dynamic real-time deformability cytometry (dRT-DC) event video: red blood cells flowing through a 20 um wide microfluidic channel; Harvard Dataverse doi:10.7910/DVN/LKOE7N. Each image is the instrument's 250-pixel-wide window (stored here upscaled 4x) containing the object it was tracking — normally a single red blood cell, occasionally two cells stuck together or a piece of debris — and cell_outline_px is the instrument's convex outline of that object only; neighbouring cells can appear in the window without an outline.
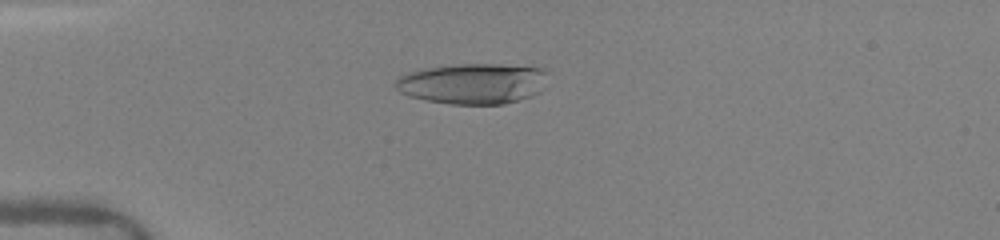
{"species": "human", "species_latin": "Homo sapiens", "temperature_condition": "warm", "stored_images_in_passage": 14, "camera_frame_rate_fps": 3000, "um_per_image_px": 0.085, "donor": {"sex": "female"}, "frame": {"image": 1, "passage_image": 10, "time_ms": 4.333, "image_size_px": [1000, 240], "cell_outline_px": [[544, 72], [540, 92], [532, 96], [504, 104], [452, 104], [424, 100], [408, 96], [400, 92], [396, 88], [396, 80], [400, 76], [408, 72], [428, 68], [460, 64], [496, 64], [540, 68]], "centroid_in_image_um": [40.13, 7.12], "position_along_channel_um": 44.9, "area_um2": 35.55}}
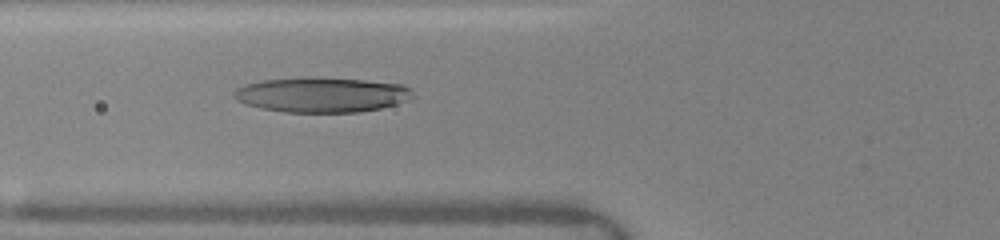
{"frame": {"image": 2, "passage_image": 14, "time_ms": 6.333, "image_size_px": [1000, 240], "cell_outline_px": [[412, 96], [408, 100], [396, 104], [380, 108], [360, 112], [284, 112], [264, 108], [248, 104], [236, 100], [232, 96], [232, 92], [236, 88], [244, 84], [260, 80], [364, 80], [404, 84], [412, 88]], "centroid_in_image_um": [27.37, 8.09], "position_along_channel_um": 98.4, "area_um2": 35.32}}